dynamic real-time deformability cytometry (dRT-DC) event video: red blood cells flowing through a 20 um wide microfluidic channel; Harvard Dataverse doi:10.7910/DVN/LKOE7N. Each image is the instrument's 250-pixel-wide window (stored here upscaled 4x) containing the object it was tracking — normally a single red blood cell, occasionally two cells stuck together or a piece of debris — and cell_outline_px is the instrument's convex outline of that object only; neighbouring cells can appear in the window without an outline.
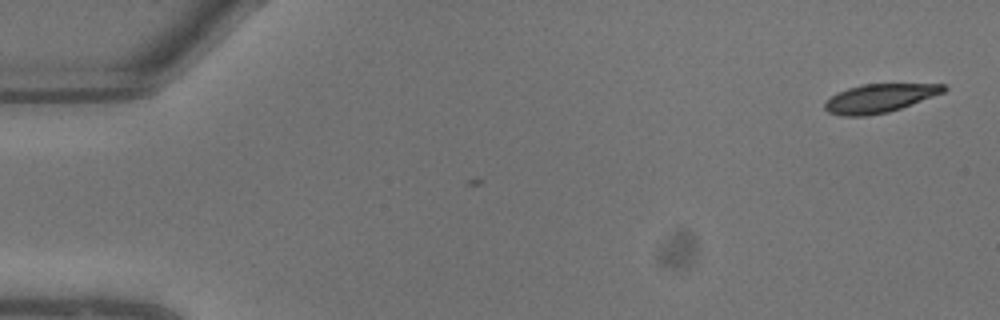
{"species": "common noctule bat (a hibernating species)", "species_latin": "Nyctalus noctula", "temperature_condition": "warm", "stored_images_in_passage": 3, "camera_frame_rate_fps": 3000, "um_per_image_px": 0.085, "animal": {"sex": "male", "body_mass_g": 13.3}, "frame": {"image": 1, "passage_image": 3, "time_ms": 0.667, "image_size_px": [1000, 320], "cell_outline_px": [[948, 88], [944, 92], [900, 108], [888, 112], [868, 116], [844, 116], [828, 112], [824, 108], [824, 100], [836, 92], [848, 88], [864, 84], [944, 84]], "centroid_in_image_um": [74.7, 8.35], "position_along_channel_um": 10.3, "area_um2": 19.77}}